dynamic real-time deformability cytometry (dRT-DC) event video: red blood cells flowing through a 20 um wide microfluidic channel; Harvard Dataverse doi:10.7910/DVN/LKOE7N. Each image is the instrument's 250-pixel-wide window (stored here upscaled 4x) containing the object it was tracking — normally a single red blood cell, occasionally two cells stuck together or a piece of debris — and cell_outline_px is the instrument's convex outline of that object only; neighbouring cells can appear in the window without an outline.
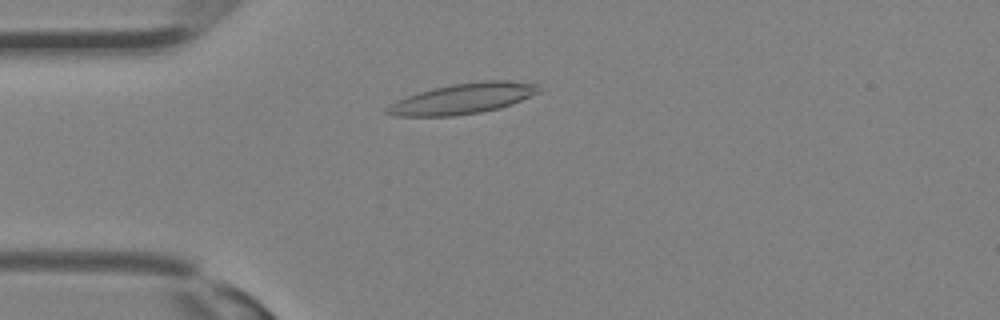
{"species": "Egyptian fruit bat (a non-hibernating species)", "species_latin": "Rousettus aegyptiacus", "temperature_condition": "room temperature", "stored_images_in_passage": 17, "camera_frame_rate_fps": 3000, "um_per_image_px": 0.085, "animal": {"sex": "female"}, "frame": {"image": 1, "passage_image": 2, "time_ms": 0.333, "image_size_px": [1000, 320], "cell_outline_px": [[540, 92], [512, 104], [500, 108], [480, 112], [452, 116], [392, 116], [384, 112], [384, 108], [396, 100], [432, 88], [452, 84], [484, 80], [508, 80], [536, 84], [540, 88]], "centroid_in_image_um": [39.32, 8.38], "position_along_channel_um": 45.7, "area_um2": 27.05}}
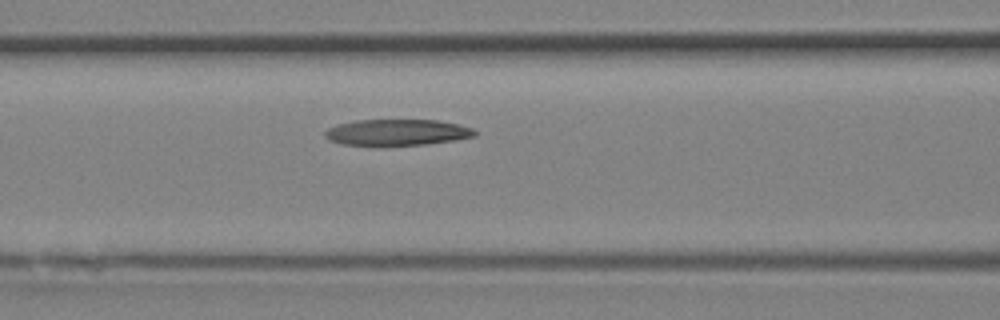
{"frame": {"image": 2, "passage_image": 7, "time_ms": 2.0, "image_size_px": [1000, 320], "cell_outline_px": [[476, 136], [456, 140], [424, 144], [376, 148], [340, 144], [328, 140], [324, 136], [324, 132], [328, 128], [336, 124], [356, 120], [436, 120], [456, 124], [472, 128], [476, 132]], "centroid_in_image_um": [33.65, 11.29], "position_along_channel_um": 133.0, "area_um2": 23.7}}
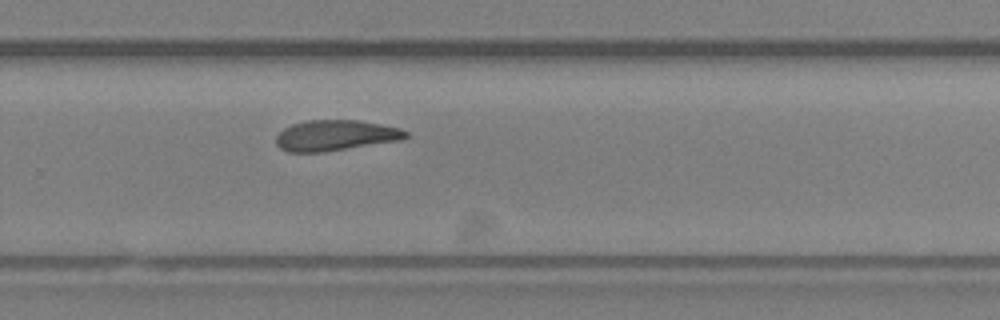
{"frame": {"image": 3, "passage_image": 15, "time_ms": 4.667, "image_size_px": [1000, 320], "cell_outline_px": [[408, 136], [400, 140], [324, 152], [288, 152], [280, 148], [276, 144], [276, 136], [284, 128], [292, 124], [304, 120], [356, 120], [380, 124], [400, 128], [408, 132]], "centroid_in_image_um": [28.49, 11.51], "position_along_channel_um": 301.3, "area_um2": 23.12}}